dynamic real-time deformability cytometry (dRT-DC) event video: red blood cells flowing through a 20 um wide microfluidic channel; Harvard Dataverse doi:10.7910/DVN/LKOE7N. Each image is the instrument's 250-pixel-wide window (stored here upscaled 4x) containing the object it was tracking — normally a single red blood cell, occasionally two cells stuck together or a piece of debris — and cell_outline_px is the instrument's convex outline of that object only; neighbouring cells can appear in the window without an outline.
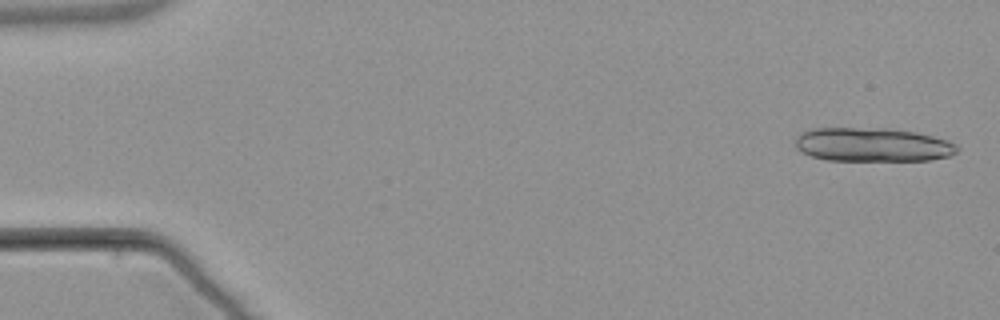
{"species": "common noctule bat (a hibernating species)", "species_latin": "Nyctalus noctula", "temperature_condition": "warm", "stored_images_in_passage": 16, "camera_frame_rate_fps": 3000, "um_per_image_px": 0.085, "animal": {"sex": "male", "body_mass_g": 21.5, "forearm_length_mm": 52.0}, "frame": {"image": 1, "passage_image": 2, "time_ms": 0.333, "image_size_px": [1000, 320], "cell_outline_px": [[960, 148], [956, 152], [948, 156], [928, 160], [828, 160], [812, 156], [800, 152], [796, 148], [792, 140], [800, 132], [812, 128], [888, 128], [916, 132], [948, 140]], "centroid_in_image_um": [74.09, 12.29], "position_along_channel_um": 10.9, "area_um2": 32.14}}